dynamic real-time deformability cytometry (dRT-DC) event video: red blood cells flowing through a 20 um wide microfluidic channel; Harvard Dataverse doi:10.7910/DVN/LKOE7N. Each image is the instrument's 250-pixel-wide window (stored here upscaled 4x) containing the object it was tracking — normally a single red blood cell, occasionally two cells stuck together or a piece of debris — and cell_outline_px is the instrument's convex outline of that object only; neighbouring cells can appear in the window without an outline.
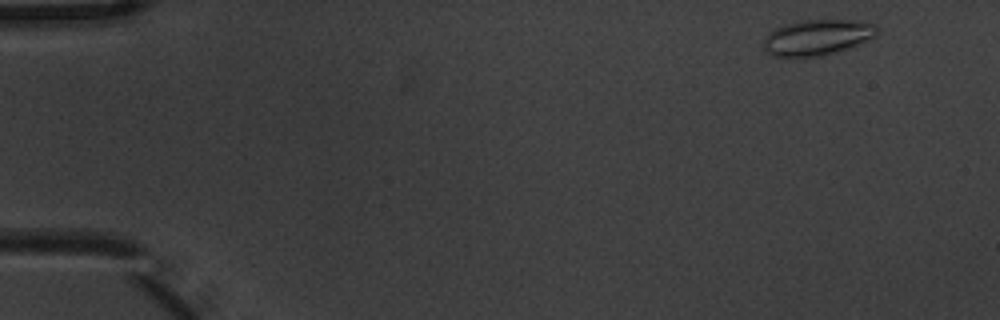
{"species": "common noctule bat (a hibernating species)", "species_latin": "Nyctalus noctula", "temperature_condition": "warm", "stored_images_in_passage": 5, "camera_frame_rate_fps": 3000, "um_per_image_px": 0.085, "animal": {"sex": "male", "body_mass_g": 20.1, "forearm_length_mm": 53.5}, "frame": {"image": 1, "passage_image": 1, "time_ms": 0.0, "image_size_px": [1000, 320], "cell_outline_px": [[880, 32], [876, 36], [868, 40], [848, 48], [836, 52], [804, 60], [776, 56], [768, 52], [764, 48], [764, 36], [776, 28], [784, 24], [800, 20], [860, 20], [876, 24], [880, 28]], "centroid_in_image_um": [69.5, 3.19], "position_along_channel_um": 15.5, "area_um2": 24.33}}
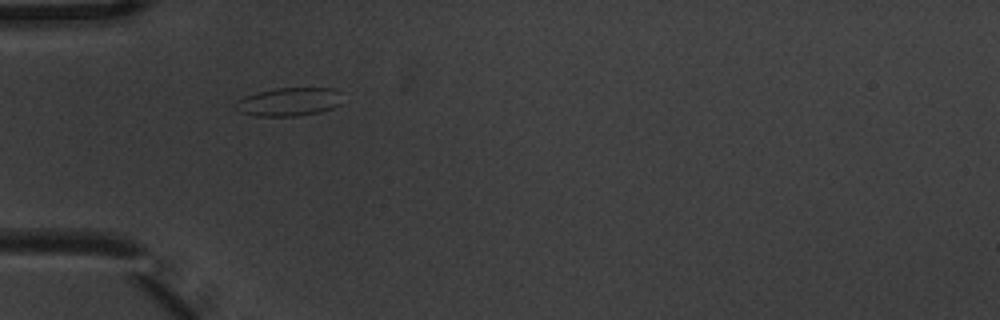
{"frame": {"image": 2, "passage_image": 4, "time_ms": 1.0, "image_size_px": [1000, 320], "cell_outline_px": [[340, 104], [332, 108], [320, 112], [296, 116], [256, 116], [240, 112], [236, 108], [236, 100], [244, 96], [256, 92], [276, 88], [332, 88], [340, 92]], "centroid_in_image_um": [24.54, 8.65], "position_along_channel_um": 60.5, "area_um2": 17.69}}
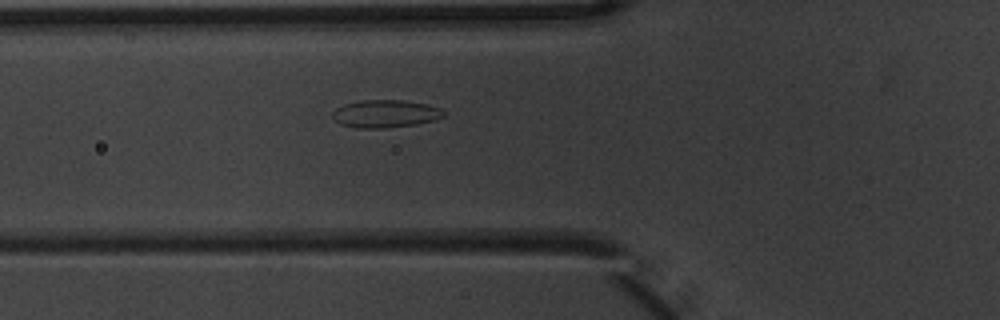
{"frame": {"image": 3, "passage_image": 5, "time_ms": 1.333, "image_size_px": [1000, 320], "cell_outline_px": [[448, 112], [444, 116], [436, 120], [416, 124], [384, 128], [356, 128], [340, 124], [332, 116], [332, 112], [336, 108], [344, 104], [360, 100], [404, 100], [428, 104], [440, 108]], "centroid_in_image_um": [32.79, 9.66], "position_along_channel_um": 93.0, "area_um2": 18.15}}